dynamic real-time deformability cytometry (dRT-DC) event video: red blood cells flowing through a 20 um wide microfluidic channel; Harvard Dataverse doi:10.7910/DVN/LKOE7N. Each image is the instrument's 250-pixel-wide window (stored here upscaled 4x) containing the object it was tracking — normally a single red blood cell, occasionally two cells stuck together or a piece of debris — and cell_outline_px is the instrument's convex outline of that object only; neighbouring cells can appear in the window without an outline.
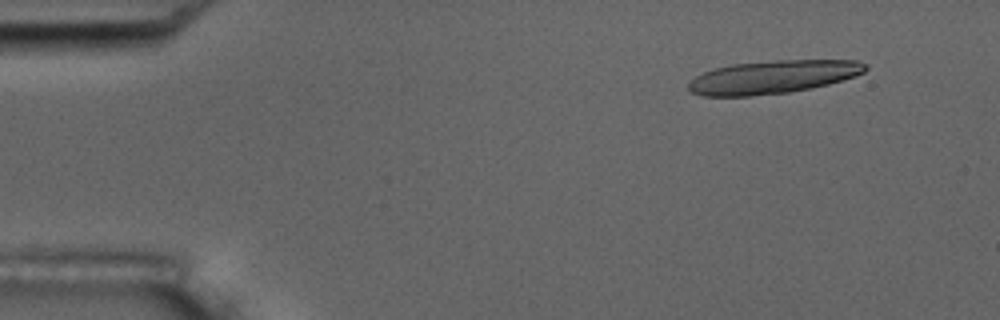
{"species": "common noctule bat (a hibernating species)", "species_latin": "Nyctalus noctula", "temperature_condition": "room temperature", "stored_images_in_passage": 5, "camera_frame_rate_fps": 3000, "um_per_image_px": 0.085, "animal": {"sex": "male", "body_mass_g": 17.5, "forearm_length_mm": 52.3}, "frame": {"image": 1, "passage_image": 2, "time_ms": 1.0, "image_size_px": [1000, 320], "cell_outline_px": [[868, 68], [864, 72], [856, 76], [828, 84], [812, 88], [788, 92], [748, 96], [704, 96], [688, 92], [688, 84], [696, 76], [704, 72], [716, 68], [732, 64], [776, 60], [856, 60], [868, 64]], "centroid_in_image_um": [65.71, 6.54], "position_along_channel_um": 19.3, "area_um2": 34.22}}